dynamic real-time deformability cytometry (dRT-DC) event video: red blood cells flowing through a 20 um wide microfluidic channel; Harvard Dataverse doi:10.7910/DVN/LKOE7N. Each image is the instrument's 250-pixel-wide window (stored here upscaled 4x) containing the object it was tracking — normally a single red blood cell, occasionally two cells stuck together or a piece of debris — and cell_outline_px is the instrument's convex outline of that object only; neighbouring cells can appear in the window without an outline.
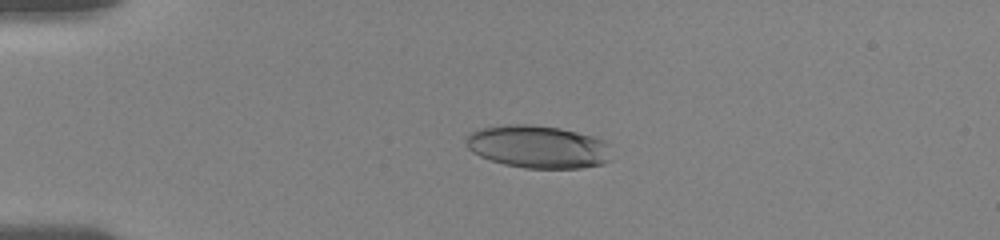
{"species": "human", "species_latin": "Homo sapiens", "temperature_condition": "room temperature", "stored_images_in_passage": 31, "camera_frame_rate_fps": 3000, "um_per_image_px": 0.085, "donor": {"sex": "female"}, "frame": {"image": 1, "passage_image": 18, "time_ms": 4.0, "image_size_px": [1000, 240], "cell_outline_px": [[612, 160], [604, 164], [580, 168], [524, 168], [504, 164], [480, 156], [472, 152], [464, 144], [464, 140], [472, 132], [480, 128], [504, 124], [528, 124], [560, 128], [592, 136], [604, 140], [608, 144]], "centroid_in_image_um": [45.73, 12.48], "position_along_channel_um": 39.3, "area_um2": 36.47}}
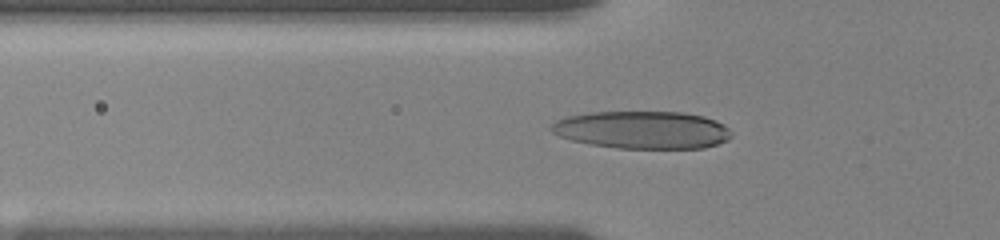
{"frame": {"image": 2, "passage_image": 26, "time_ms": 6.0, "image_size_px": [1000, 240], "cell_outline_px": [[732, 136], [728, 140], [704, 148], [616, 148], [592, 144], [572, 140], [560, 136], [552, 132], [548, 128], [556, 120], [568, 116], [588, 112], [684, 112], [704, 116], [716, 120], [724, 124], [732, 132]], "centroid_in_image_um": [54.62, 11.03], "position_along_channel_um": 71.2, "area_um2": 39.65}}
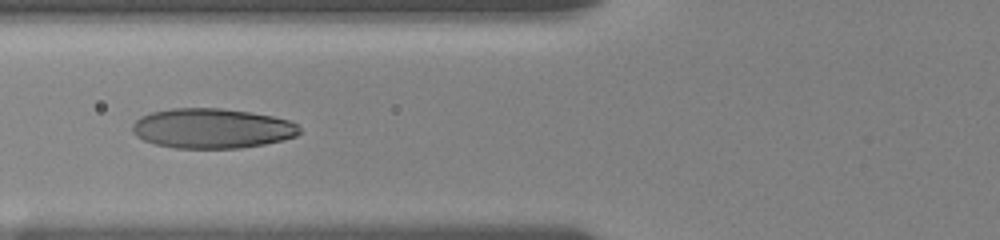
{"frame": {"image": 3, "passage_image": 30, "time_ms": 7.0, "image_size_px": [1000, 240], "cell_outline_px": [[300, 132], [296, 136], [284, 140], [264, 144], [240, 148], [176, 148], [156, 144], [144, 140], [136, 136], [132, 132], [132, 124], [140, 116], [152, 112], [172, 108], [220, 108], [252, 112], [272, 116], [288, 120], [296, 124], [300, 128]], "centroid_in_image_um": [18.02, 10.91], "position_along_channel_um": 107.8, "area_um2": 38.96}}